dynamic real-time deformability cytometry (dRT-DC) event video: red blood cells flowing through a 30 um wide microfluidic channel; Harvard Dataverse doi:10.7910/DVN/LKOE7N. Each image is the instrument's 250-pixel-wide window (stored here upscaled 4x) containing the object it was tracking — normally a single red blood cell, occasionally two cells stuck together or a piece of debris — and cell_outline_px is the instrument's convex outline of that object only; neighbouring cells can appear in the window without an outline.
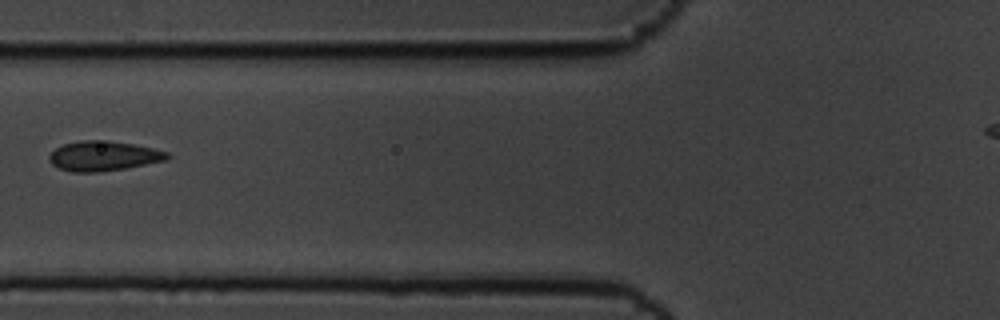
{"species": "common noctule bat (a hibernating species)", "species_latin": "Nyctalus noctula", "temperature_condition": "cold", "stored_images_in_passage": 6, "camera_frame_rate_fps": 3000, "um_per_image_px": 0.085, "animal": {"sex": "male", "body_mass_g": 19.5, "forearm_length_mm": 54.6}, "frame": {"image": 1, "passage_image": 6, "time_ms": 1.667, "image_size_px": [1000, 320], "cell_outline_px": [[172, 156], [164, 160], [124, 168], [100, 172], [72, 172], [60, 168], [52, 164], [48, 160], [48, 156], [56, 148], [64, 144], [80, 140], [108, 140], [132, 144], [152, 148], [168, 152]], "centroid_in_image_um": [8.76, 13.25], "position_along_channel_um": 117.0, "area_um2": 20.35}}